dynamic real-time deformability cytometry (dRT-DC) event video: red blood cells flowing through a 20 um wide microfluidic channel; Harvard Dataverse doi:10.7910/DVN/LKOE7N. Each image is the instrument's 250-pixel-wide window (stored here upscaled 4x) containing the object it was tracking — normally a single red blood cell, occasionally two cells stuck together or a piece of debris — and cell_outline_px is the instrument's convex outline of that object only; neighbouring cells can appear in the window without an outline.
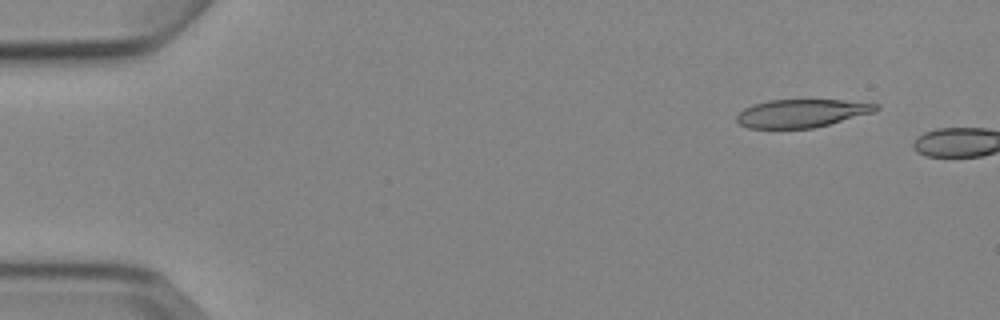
{"species": "Egyptian fruit bat (a non-hibernating species)", "species_latin": "Rousettus aegyptiacus", "temperature_condition": "cold", "stored_images_in_passage": 2, "camera_frame_rate_fps": 3000, "um_per_image_px": 0.085, "animal": {"sex": "female"}, "frame": {"image": 1, "passage_image": 1, "time_ms": 0.0, "image_size_px": [1000, 320], "cell_outline_px": [[880, 108], [876, 112], [812, 128], [748, 128], [740, 124], [736, 120], [736, 116], [744, 108], [752, 104], [768, 100], [840, 100], [880, 104]], "centroid_in_image_um": [68.15, 9.62], "position_along_channel_um": 16.9, "area_um2": 22.77}}